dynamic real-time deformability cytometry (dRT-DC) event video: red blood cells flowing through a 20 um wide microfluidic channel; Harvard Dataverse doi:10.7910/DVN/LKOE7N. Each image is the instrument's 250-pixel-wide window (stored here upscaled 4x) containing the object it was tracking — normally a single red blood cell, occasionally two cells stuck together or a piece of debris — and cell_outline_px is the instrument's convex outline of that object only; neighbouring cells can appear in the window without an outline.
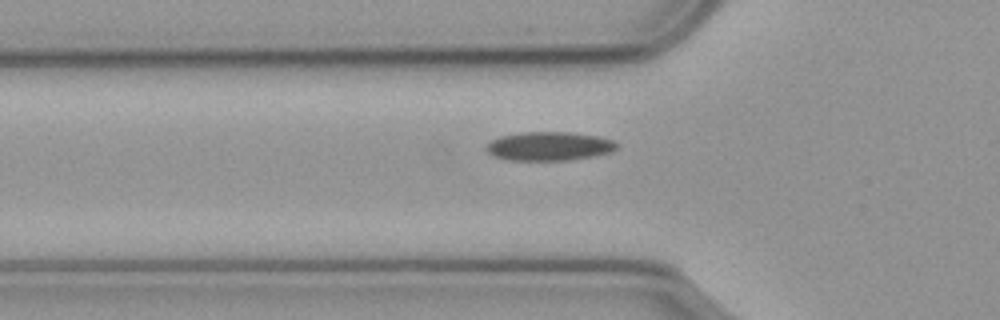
{"species": "common noctule bat (a hibernating species)", "species_latin": "Nyctalus noctula", "temperature_condition": "cold", "stored_images_in_passage": 42, "camera_frame_rate_fps": 3000, "um_per_image_px": 0.085, "animal": {"sex": "male", "body_mass_g": 23.1, "forearm_length_mm": 52.7}, "frame": {"image": 1, "passage_image": 3, "time_ms": 0.667, "image_size_px": [1000, 320], "cell_outline_px": [[620, 144], [612, 152], [592, 156], [568, 160], [508, 160], [496, 156], [488, 152], [484, 148], [492, 140], [500, 136], [524, 132], [568, 132], [596, 136], [612, 140]], "centroid_in_image_um": [46.69, 12.42], "position_along_channel_um": 79.1, "area_um2": 21.73}}
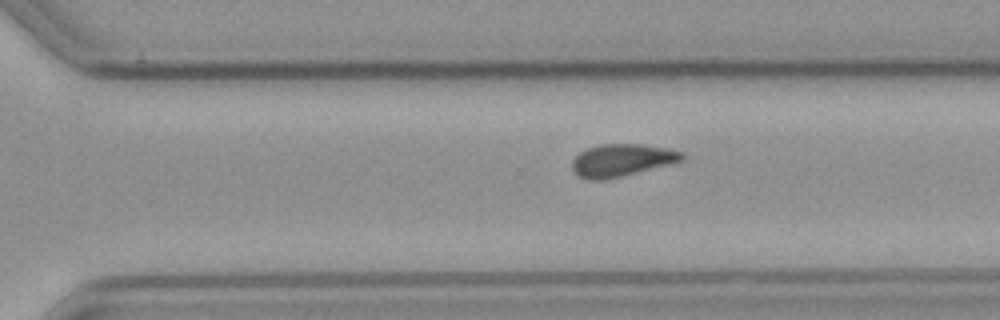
{"frame": {"image": 2, "passage_image": 23, "time_ms": 7.333, "image_size_px": [1000, 320], "cell_outline_px": [[684, 160], [604, 180], [588, 180], [580, 176], [572, 168], [572, 160], [580, 152], [588, 148], [600, 144], [640, 144], [664, 148], [684, 152]], "centroid_in_image_um": [52.83, 13.61], "position_along_channel_um": 317.8, "area_um2": 20.35}}
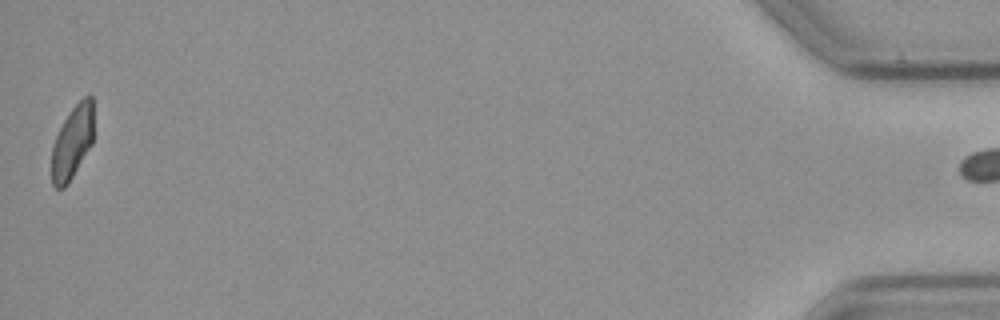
{"frame": {"image": 3, "passage_image": 41, "time_ms": 13.333, "image_size_px": [1000, 320], "cell_outline_px": [[92, 144], [68, 184], [64, 188], [56, 188], [52, 184], [52, 148], [56, 136], [68, 112], [84, 96], [92, 96]], "centroid_in_image_um": [6.14, 12.11], "position_along_channel_um": 429.1, "area_um2": 17.63}}